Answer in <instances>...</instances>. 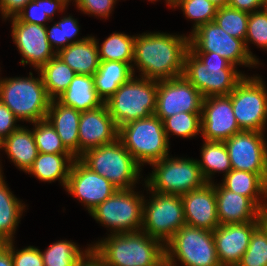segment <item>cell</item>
I'll list each match as a JSON object with an SVG mask.
<instances>
[{
  "mask_svg": "<svg viewBox=\"0 0 267 266\" xmlns=\"http://www.w3.org/2000/svg\"><path fill=\"white\" fill-rule=\"evenodd\" d=\"M81 112L73 107L65 106L57 99L50 101L46 119L55 128L65 148L79 158L78 127Z\"/></svg>",
  "mask_w": 267,
  "mask_h": 266,
  "instance_id": "23",
  "label": "cell"
},
{
  "mask_svg": "<svg viewBox=\"0 0 267 266\" xmlns=\"http://www.w3.org/2000/svg\"><path fill=\"white\" fill-rule=\"evenodd\" d=\"M100 61H121L132 64L135 35L113 32L101 45L96 39Z\"/></svg>",
  "mask_w": 267,
  "mask_h": 266,
  "instance_id": "33",
  "label": "cell"
},
{
  "mask_svg": "<svg viewBox=\"0 0 267 266\" xmlns=\"http://www.w3.org/2000/svg\"><path fill=\"white\" fill-rule=\"evenodd\" d=\"M118 139L141 166L152 164L169 155L163 121L156 115L134 120L118 128Z\"/></svg>",
  "mask_w": 267,
  "mask_h": 266,
  "instance_id": "6",
  "label": "cell"
},
{
  "mask_svg": "<svg viewBox=\"0 0 267 266\" xmlns=\"http://www.w3.org/2000/svg\"><path fill=\"white\" fill-rule=\"evenodd\" d=\"M118 0H73L77 9L90 16L107 19Z\"/></svg>",
  "mask_w": 267,
  "mask_h": 266,
  "instance_id": "44",
  "label": "cell"
},
{
  "mask_svg": "<svg viewBox=\"0 0 267 266\" xmlns=\"http://www.w3.org/2000/svg\"><path fill=\"white\" fill-rule=\"evenodd\" d=\"M0 266H13L10 252V241L0 243Z\"/></svg>",
  "mask_w": 267,
  "mask_h": 266,
  "instance_id": "49",
  "label": "cell"
},
{
  "mask_svg": "<svg viewBox=\"0 0 267 266\" xmlns=\"http://www.w3.org/2000/svg\"><path fill=\"white\" fill-rule=\"evenodd\" d=\"M240 131L229 96L203 99L200 135L204 140L224 142Z\"/></svg>",
  "mask_w": 267,
  "mask_h": 266,
  "instance_id": "18",
  "label": "cell"
},
{
  "mask_svg": "<svg viewBox=\"0 0 267 266\" xmlns=\"http://www.w3.org/2000/svg\"><path fill=\"white\" fill-rule=\"evenodd\" d=\"M2 172H3V171H2L1 161H0V176L3 175Z\"/></svg>",
  "mask_w": 267,
  "mask_h": 266,
  "instance_id": "51",
  "label": "cell"
},
{
  "mask_svg": "<svg viewBox=\"0 0 267 266\" xmlns=\"http://www.w3.org/2000/svg\"><path fill=\"white\" fill-rule=\"evenodd\" d=\"M85 250H81L75 243L65 240H58L49 245V247L41 251L44 266H75L77 261L86 253L91 247L88 245Z\"/></svg>",
  "mask_w": 267,
  "mask_h": 266,
  "instance_id": "35",
  "label": "cell"
},
{
  "mask_svg": "<svg viewBox=\"0 0 267 266\" xmlns=\"http://www.w3.org/2000/svg\"><path fill=\"white\" fill-rule=\"evenodd\" d=\"M258 75H245L228 95L240 130L265 132L267 89Z\"/></svg>",
  "mask_w": 267,
  "mask_h": 266,
  "instance_id": "11",
  "label": "cell"
},
{
  "mask_svg": "<svg viewBox=\"0 0 267 266\" xmlns=\"http://www.w3.org/2000/svg\"><path fill=\"white\" fill-rule=\"evenodd\" d=\"M171 8H179L187 19L194 21L190 34L202 25L213 22L218 7L209 0H165Z\"/></svg>",
  "mask_w": 267,
  "mask_h": 266,
  "instance_id": "36",
  "label": "cell"
},
{
  "mask_svg": "<svg viewBox=\"0 0 267 266\" xmlns=\"http://www.w3.org/2000/svg\"><path fill=\"white\" fill-rule=\"evenodd\" d=\"M18 121L14 113L0 101V142L20 127L16 124Z\"/></svg>",
  "mask_w": 267,
  "mask_h": 266,
  "instance_id": "45",
  "label": "cell"
},
{
  "mask_svg": "<svg viewBox=\"0 0 267 266\" xmlns=\"http://www.w3.org/2000/svg\"><path fill=\"white\" fill-rule=\"evenodd\" d=\"M38 75L36 78L30 72L29 77H0V101L19 121L32 124L47 117L51 99Z\"/></svg>",
  "mask_w": 267,
  "mask_h": 266,
  "instance_id": "5",
  "label": "cell"
},
{
  "mask_svg": "<svg viewBox=\"0 0 267 266\" xmlns=\"http://www.w3.org/2000/svg\"><path fill=\"white\" fill-rule=\"evenodd\" d=\"M163 127L168 141L172 134L187 139L194 138L201 134V113H177L165 118Z\"/></svg>",
  "mask_w": 267,
  "mask_h": 266,
  "instance_id": "38",
  "label": "cell"
},
{
  "mask_svg": "<svg viewBox=\"0 0 267 266\" xmlns=\"http://www.w3.org/2000/svg\"><path fill=\"white\" fill-rule=\"evenodd\" d=\"M91 171L105 177L118 190L136 187L141 166L117 138L114 142L85 151L78 158Z\"/></svg>",
  "mask_w": 267,
  "mask_h": 266,
  "instance_id": "4",
  "label": "cell"
},
{
  "mask_svg": "<svg viewBox=\"0 0 267 266\" xmlns=\"http://www.w3.org/2000/svg\"><path fill=\"white\" fill-rule=\"evenodd\" d=\"M26 204L22 203L9 190L5 177L0 176V243L14 241V234L20 218L26 210Z\"/></svg>",
  "mask_w": 267,
  "mask_h": 266,
  "instance_id": "30",
  "label": "cell"
},
{
  "mask_svg": "<svg viewBox=\"0 0 267 266\" xmlns=\"http://www.w3.org/2000/svg\"><path fill=\"white\" fill-rule=\"evenodd\" d=\"M69 3V0H31L15 18L20 22L46 26L53 21L57 11L63 13Z\"/></svg>",
  "mask_w": 267,
  "mask_h": 266,
  "instance_id": "34",
  "label": "cell"
},
{
  "mask_svg": "<svg viewBox=\"0 0 267 266\" xmlns=\"http://www.w3.org/2000/svg\"><path fill=\"white\" fill-rule=\"evenodd\" d=\"M56 55L80 75L93 76L100 65L95 36H87L85 40L72 43Z\"/></svg>",
  "mask_w": 267,
  "mask_h": 266,
  "instance_id": "25",
  "label": "cell"
},
{
  "mask_svg": "<svg viewBox=\"0 0 267 266\" xmlns=\"http://www.w3.org/2000/svg\"><path fill=\"white\" fill-rule=\"evenodd\" d=\"M31 0H0V13L4 20L16 17Z\"/></svg>",
  "mask_w": 267,
  "mask_h": 266,
  "instance_id": "46",
  "label": "cell"
},
{
  "mask_svg": "<svg viewBox=\"0 0 267 266\" xmlns=\"http://www.w3.org/2000/svg\"><path fill=\"white\" fill-rule=\"evenodd\" d=\"M158 81L137 75L123 83L105 101L117 128L124 124L155 115Z\"/></svg>",
  "mask_w": 267,
  "mask_h": 266,
  "instance_id": "7",
  "label": "cell"
},
{
  "mask_svg": "<svg viewBox=\"0 0 267 266\" xmlns=\"http://www.w3.org/2000/svg\"><path fill=\"white\" fill-rule=\"evenodd\" d=\"M0 149L5 151L14 166L25 173L39 154L32 131L24 126L5 138Z\"/></svg>",
  "mask_w": 267,
  "mask_h": 266,
  "instance_id": "26",
  "label": "cell"
},
{
  "mask_svg": "<svg viewBox=\"0 0 267 266\" xmlns=\"http://www.w3.org/2000/svg\"><path fill=\"white\" fill-rule=\"evenodd\" d=\"M203 96L184 77L158 81L155 115L162 121L177 113H201Z\"/></svg>",
  "mask_w": 267,
  "mask_h": 266,
  "instance_id": "14",
  "label": "cell"
},
{
  "mask_svg": "<svg viewBox=\"0 0 267 266\" xmlns=\"http://www.w3.org/2000/svg\"><path fill=\"white\" fill-rule=\"evenodd\" d=\"M216 205L220 225L263 222L265 214L250 198L215 184Z\"/></svg>",
  "mask_w": 267,
  "mask_h": 266,
  "instance_id": "22",
  "label": "cell"
},
{
  "mask_svg": "<svg viewBox=\"0 0 267 266\" xmlns=\"http://www.w3.org/2000/svg\"><path fill=\"white\" fill-rule=\"evenodd\" d=\"M201 160H197L207 183H213V175L218 172L225 176L232 170L228 150L224 142L206 141L201 148Z\"/></svg>",
  "mask_w": 267,
  "mask_h": 266,
  "instance_id": "32",
  "label": "cell"
},
{
  "mask_svg": "<svg viewBox=\"0 0 267 266\" xmlns=\"http://www.w3.org/2000/svg\"><path fill=\"white\" fill-rule=\"evenodd\" d=\"M169 156L150 165L153 171L144 179L146 189L160 194L182 196L207 183L197 159Z\"/></svg>",
  "mask_w": 267,
  "mask_h": 266,
  "instance_id": "8",
  "label": "cell"
},
{
  "mask_svg": "<svg viewBox=\"0 0 267 266\" xmlns=\"http://www.w3.org/2000/svg\"><path fill=\"white\" fill-rule=\"evenodd\" d=\"M147 191L151 197L143 202L141 231L166 244L186 225L181 196Z\"/></svg>",
  "mask_w": 267,
  "mask_h": 266,
  "instance_id": "12",
  "label": "cell"
},
{
  "mask_svg": "<svg viewBox=\"0 0 267 266\" xmlns=\"http://www.w3.org/2000/svg\"><path fill=\"white\" fill-rule=\"evenodd\" d=\"M245 47L248 54L258 63V58L250 51L249 43L267 50V9L249 13Z\"/></svg>",
  "mask_w": 267,
  "mask_h": 266,
  "instance_id": "42",
  "label": "cell"
},
{
  "mask_svg": "<svg viewBox=\"0 0 267 266\" xmlns=\"http://www.w3.org/2000/svg\"><path fill=\"white\" fill-rule=\"evenodd\" d=\"M211 1L216 7H224L227 6L229 0H209Z\"/></svg>",
  "mask_w": 267,
  "mask_h": 266,
  "instance_id": "50",
  "label": "cell"
},
{
  "mask_svg": "<svg viewBox=\"0 0 267 266\" xmlns=\"http://www.w3.org/2000/svg\"><path fill=\"white\" fill-rule=\"evenodd\" d=\"M117 190L109 180L91 171L79 159L73 161L65 191L83 203L88 213Z\"/></svg>",
  "mask_w": 267,
  "mask_h": 266,
  "instance_id": "16",
  "label": "cell"
},
{
  "mask_svg": "<svg viewBox=\"0 0 267 266\" xmlns=\"http://www.w3.org/2000/svg\"><path fill=\"white\" fill-rule=\"evenodd\" d=\"M10 252L13 266H44L41 250L28 246L21 250L15 249L14 241H10Z\"/></svg>",
  "mask_w": 267,
  "mask_h": 266,
  "instance_id": "43",
  "label": "cell"
},
{
  "mask_svg": "<svg viewBox=\"0 0 267 266\" xmlns=\"http://www.w3.org/2000/svg\"><path fill=\"white\" fill-rule=\"evenodd\" d=\"M264 133L241 130L224 141L232 169L267 174V139Z\"/></svg>",
  "mask_w": 267,
  "mask_h": 266,
  "instance_id": "15",
  "label": "cell"
},
{
  "mask_svg": "<svg viewBox=\"0 0 267 266\" xmlns=\"http://www.w3.org/2000/svg\"><path fill=\"white\" fill-rule=\"evenodd\" d=\"M187 36L166 32L135 36L132 61L134 76V68L141 72L140 77L155 81L183 76L185 56L189 51V35Z\"/></svg>",
  "mask_w": 267,
  "mask_h": 266,
  "instance_id": "1",
  "label": "cell"
},
{
  "mask_svg": "<svg viewBox=\"0 0 267 266\" xmlns=\"http://www.w3.org/2000/svg\"><path fill=\"white\" fill-rule=\"evenodd\" d=\"M32 124L34 128L31 130L40 153L71 154L47 119Z\"/></svg>",
  "mask_w": 267,
  "mask_h": 266,
  "instance_id": "41",
  "label": "cell"
},
{
  "mask_svg": "<svg viewBox=\"0 0 267 266\" xmlns=\"http://www.w3.org/2000/svg\"><path fill=\"white\" fill-rule=\"evenodd\" d=\"M75 266H105L103 259L90 247Z\"/></svg>",
  "mask_w": 267,
  "mask_h": 266,
  "instance_id": "48",
  "label": "cell"
},
{
  "mask_svg": "<svg viewBox=\"0 0 267 266\" xmlns=\"http://www.w3.org/2000/svg\"><path fill=\"white\" fill-rule=\"evenodd\" d=\"M48 97L57 99L70 85L76 73L57 55L38 70Z\"/></svg>",
  "mask_w": 267,
  "mask_h": 266,
  "instance_id": "31",
  "label": "cell"
},
{
  "mask_svg": "<svg viewBox=\"0 0 267 266\" xmlns=\"http://www.w3.org/2000/svg\"><path fill=\"white\" fill-rule=\"evenodd\" d=\"M79 27L77 19H74L71 15L63 16L62 19L55 22L51 28L50 26H46L47 39L56 53L72 43H76L87 38L83 37L82 39H76L80 32Z\"/></svg>",
  "mask_w": 267,
  "mask_h": 266,
  "instance_id": "37",
  "label": "cell"
},
{
  "mask_svg": "<svg viewBox=\"0 0 267 266\" xmlns=\"http://www.w3.org/2000/svg\"><path fill=\"white\" fill-rule=\"evenodd\" d=\"M9 19L12 21L13 42L22 56L20 64H30L38 70L56 56L47 39L46 26L20 22L15 17Z\"/></svg>",
  "mask_w": 267,
  "mask_h": 266,
  "instance_id": "17",
  "label": "cell"
},
{
  "mask_svg": "<svg viewBox=\"0 0 267 266\" xmlns=\"http://www.w3.org/2000/svg\"><path fill=\"white\" fill-rule=\"evenodd\" d=\"M135 189L117 190L112 196L94 208L89 214L97 222L110 229V234L141 231L143 194Z\"/></svg>",
  "mask_w": 267,
  "mask_h": 266,
  "instance_id": "10",
  "label": "cell"
},
{
  "mask_svg": "<svg viewBox=\"0 0 267 266\" xmlns=\"http://www.w3.org/2000/svg\"><path fill=\"white\" fill-rule=\"evenodd\" d=\"M166 266H221L213 231L184 225L165 244ZM177 258V259H176Z\"/></svg>",
  "mask_w": 267,
  "mask_h": 266,
  "instance_id": "9",
  "label": "cell"
},
{
  "mask_svg": "<svg viewBox=\"0 0 267 266\" xmlns=\"http://www.w3.org/2000/svg\"><path fill=\"white\" fill-rule=\"evenodd\" d=\"M90 246L105 266H166L165 244L142 231L108 234Z\"/></svg>",
  "mask_w": 267,
  "mask_h": 266,
  "instance_id": "2",
  "label": "cell"
},
{
  "mask_svg": "<svg viewBox=\"0 0 267 266\" xmlns=\"http://www.w3.org/2000/svg\"><path fill=\"white\" fill-rule=\"evenodd\" d=\"M264 8L267 9V0H265Z\"/></svg>",
  "mask_w": 267,
  "mask_h": 266,
  "instance_id": "52",
  "label": "cell"
},
{
  "mask_svg": "<svg viewBox=\"0 0 267 266\" xmlns=\"http://www.w3.org/2000/svg\"><path fill=\"white\" fill-rule=\"evenodd\" d=\"M249 13L231 8L220 7L214 22L230 36L245 41Z\"/></svg>",
  "mask_w": 267,
  "mask_h": 266,
  "instance_id": "40",
  "label": "cell"
},
{
  "mask_svg": "<svg viewBox=\"0 0 267 266\" xmlns=\"http://www.w3.org/2000/svg\"><path fill=\"white\" fill-rule=\"evenodd\" d=\"M134 76L132 64L121 61H100L93 75L98 96L105 103L119 87Z\"/></svg>",
  "mask_w": 267,
  "mask_h": 266,
  "instance_id": "29",
  "label": "cell"
},
{
  "mask_svg": "<svg viewBox=\"0 0 267 266\" xmlns=\"http://www.w3.org/2000/svg\"><path fill=\"white\" fill-rule=\"evenodd\" d=\"M181 200L186 225L208 231L220 225L214 182L182 195Z\"/></svg>",
  "mask_w": 267,
  "mask_h": 266,
  "instance_id": "21",
  "label": "cell"
},
{
  "mask_svg": "<svg viewBox=\"0 0 267 266\" xmlns=\"http://www.w3.org/2000/svg\"><path fill=\"white\" fill-rule=\"evenodd\" d=\"M261 223L223 224L213 230L216 253L221 266H237L249 246L253 231Z\"/></svg>",
  "mask_w": 267,
  "mask_h": 266,
  "instance_id": "20",
  "label": "cell"
},
{
  "mask_svg": "<svg viewBox=\"0 0 267 266\" xmlns=\"http://www.w3.org/2000/svg\"><path fill=\"white\" fill-rule=\"evenodd\" d=\"M245 75L215 52L186 53L183 76L203 98L228 96Z\"/></svg>",
  "mask_w": 267,
  "mask_h": 266,
  "instance_id": "3",
  "label": "cell"
},
{
  "mask_svg": "<svg viewBox=\"0 0 267 266\" xmlns=\"http://www.w3.org/2000/svg\"><path fill=\"white\" fill-rule=\"evenodd\" d=\"M221 181L226 189L250 198L267 214V174L232 169Z\"/></svg>",
  "mask_w": 267,
  "mask_h": 266,
  "instance_id": "24",
  "label": "cell"
},
{
  "mask_svg": "<svg viewBox=\"0 0 267 266\" xmlns=\"http://www.w3.org/2000/svg\"><path fill=\"white\" fill-rule=\"evenodd\" d=\"M78 136L79 157L89 149L110 144L118 138V128L105 103L81 112Z\"/></svg>",
  "mask_w": 267,
  "mask_h": 266,
  "instance_id": "19",
  "label": "cell"
},
{
  "mask_svg": "<svg viewBox=\"0 0 267 266\" xmlns=\"http://www.w3.org/2000/svg\"><path fill=\"white\" fill-rule=\"evenodd\" d=\"M76 158L72 154L40 153L26 173L43 182L59 180L66 188L70 169Z\"/></svg>",
  "mask_w": 267,
  "mask_h": 266,
  "instance_id": "28",
  "label": "cell"
},
{
  "mask_svg": "<svg viewBox=\"0 0 267 266\" xmlns=\"http://www.w3.org/2000/svg\"><path fill=\"white\" fill-rule=\"evenodd\" d=\"M191 52H215L236 67H255L259 64L248 54L241 39L227 34L214 21L200 26L189 34Z\"/></svg>",
  "mask_w": 267,
  "mask_h": 266,
  "instance_id": "13",
  "label": "cell"
},
{
  "mask_svg": "<svg viewBox=\"0 0 267 266\" xmlns=\"http://www.w3.org/2000/svg\"><path fill=\"white\" fill-rule=\"evenodd\" d=\"M237 266H267V218L253 231Z\"/></svg>",
  "mask_w": 267,
  "mask_h": 266,
  "instance_id": "39",
  "label": "cell"
},
{
  "mask_svg": "<svg viewBox=\"0 0 267 266\" xmlns=\"http://www.w3.org/2000/svg\"><path fill=\"white\" fill-rule=\"evenodd\" d=\"M265 0H229L227 6L252 13L264 8Z\"/></svg>",
  "mask_w": 267,
  "mask_h": 266,
  "instance_id": "47",
  "label": "cell"
},
{
  "mask_svg": "<svg viewBox=\"0 0 267 266\" xmlns=\"http://www.w3.org/2000/svg\"><path fill=\"white\" fill-rule=\"evenodd\" d=\"M57 100L79 112L96 109L104 104L95 89L94 77L80 74L75 75L68 88Z\"/></svg>",
  "mask_w": 267,
  "mask_h": 266,
  "instance_id": "27",
  "label": "cell"
}]
</instances>
